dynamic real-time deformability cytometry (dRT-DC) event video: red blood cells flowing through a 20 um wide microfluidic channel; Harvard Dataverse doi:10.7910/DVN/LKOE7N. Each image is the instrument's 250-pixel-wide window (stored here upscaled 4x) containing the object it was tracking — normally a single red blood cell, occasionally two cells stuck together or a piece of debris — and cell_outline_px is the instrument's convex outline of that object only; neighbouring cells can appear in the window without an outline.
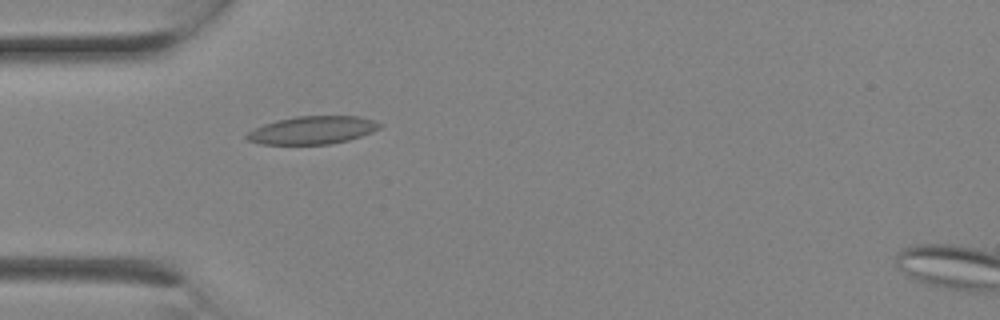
{"species": "Egyptian fruit bat (a non-hibernating species)", "species_latin": "Rousettus aegyptiacus", "temperature_condition": "room temperature", "stored_images_in_passage": 4, "segment_of_instrument_passage": [1, 2], "camera_frame_rate_fps": 3000, "um_per_image_px": 0.085, "animal": {"sex": "female"}, "frame": {"image": 1, "passage_image": 3, "time_ms": 0.667, "image_size_px": [1000, 320], "cell_outline_px": [[384, 124], [380, 128], [372, 132], [348, 140], [332, 144], [260, 144], [248, 140], [244, 136], [248, 132], [264, 124], [276, 120], [296, 116], [360, 116]], "centroid_in_image_um": [26.57, 11.06], "position_along_channel_um": 58.4, "area_um2": 21.62}}